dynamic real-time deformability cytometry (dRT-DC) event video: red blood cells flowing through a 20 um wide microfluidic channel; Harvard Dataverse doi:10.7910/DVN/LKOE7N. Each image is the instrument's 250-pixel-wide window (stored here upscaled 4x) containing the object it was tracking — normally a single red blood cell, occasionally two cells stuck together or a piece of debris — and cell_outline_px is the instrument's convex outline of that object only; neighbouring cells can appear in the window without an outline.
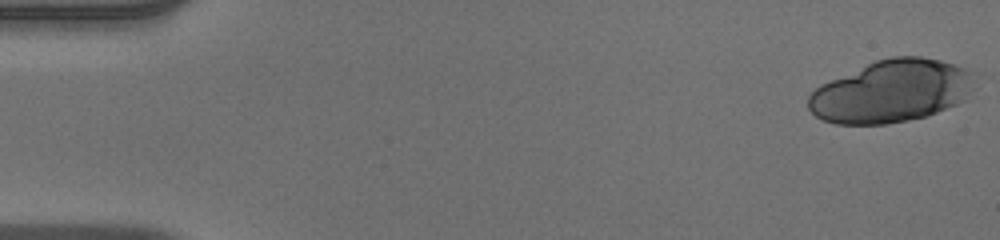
{"species": "human", "species_latin": "Homo sapiens", "temperature_condition": "warm", "stored_images_in_passage": 39, "camera_frame_rate_fps": 3000, "um_per_image_px": 0.085, "donor": {"sex": "male"}, "frame": {"image": 1, "passage_image": 1, "time_ms": 0.0, "image_size_px": [1000, 240], "cell_outline_px": [[976, 72], [968, 100], [936, 112], [924, 116], [908, 120], [884, 124], [836, 124], [824, 120], [816, 116], [808, 108], [808, 96], [820, 84], [876, 60], [892, 56], [920, 56], [940, 60]], "centroid_in_image_um": [75.79, 7.75], "position_along_channel_um": 9.2, "area_um2": 60.52}}